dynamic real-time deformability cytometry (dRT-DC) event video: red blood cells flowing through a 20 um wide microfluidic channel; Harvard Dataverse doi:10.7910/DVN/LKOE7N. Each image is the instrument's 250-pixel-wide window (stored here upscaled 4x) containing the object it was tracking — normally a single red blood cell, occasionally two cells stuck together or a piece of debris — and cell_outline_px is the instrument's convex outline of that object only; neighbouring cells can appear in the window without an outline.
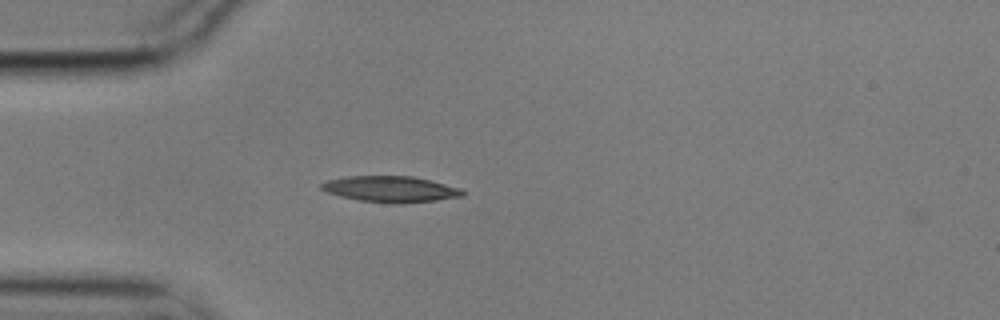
{"species": "common noctule bat (a hibernating species)", "species_latin": "Nyctalus noctula", "temperature_condition": "cold", "stored_images_in_passage": 1, "camera_frame_rate_fps": 3000, "um_per_image_px": 0.085, "animal": {"sex": "male", "body_mass_g": 17.9}, "frame": {"image": 1, "passage_image": 1, "time_ms": 0.0, "image_size_px": [1000, 320], "cell_outline_px": [[464, 196], [436, 200], [400, 204], [396, 204], [360, 200], [340, 196], [328, 192], [320, 188], [320, 184], [328, 180], [348, 176], [412, 176], [460, 188], [464, 192]], "centroid_in_image_um": [33.19, 16.08], "position_along_channel_um": 51.8, "area_um2": 21.21}}